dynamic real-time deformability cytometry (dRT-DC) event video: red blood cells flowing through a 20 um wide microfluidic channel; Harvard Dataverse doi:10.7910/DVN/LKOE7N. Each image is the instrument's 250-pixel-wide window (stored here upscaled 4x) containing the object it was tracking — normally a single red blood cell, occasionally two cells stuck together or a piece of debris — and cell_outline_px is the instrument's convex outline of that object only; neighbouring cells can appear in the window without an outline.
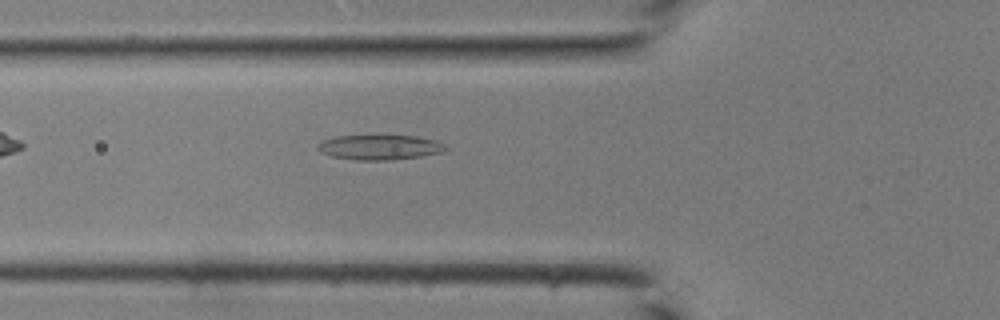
{"species": "common noctule bat (a hibernating species)", "species_latin": "Nyctalus noctula", "temperature_condition": "room temperature", "stored_images_in_passage": 30, "camera_frame_rate_fps": 3000, "um_per_image_px": 0.085, "animal": {"sex": "male", "body_mass_g": 19.0, "forearm_length_mm": 50.8}, "frame": {"image": 1, "passage_image": 2, "time_ms": 0.333, "image_size_px": [1000, 320], "cell_outline_px": [[448, 148], [440, 152], [420, 156], [392, 160], [356, 160], [332, 156], [320, 152], [316, 148], [316, 144], [324, 140], [336, 136], [416, 136], [436, 140], [444, 144]], "centroid_in_image_um": [32.24, 12.52], "position_along_channel_um": 93.6, "area_um2": 18.44}}
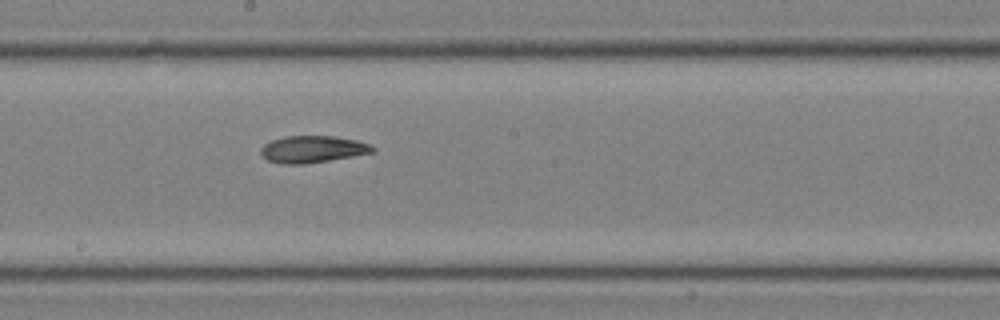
{"frame": {"image": 2, "passage_image": 10, "time_ms": 3.0, "image_size_px": [1000, 320], "cell_outline_px": [[376, 152], [304, 164], [284, 164], [268, 160], [260, 152], [260, 148], [264, 144], [272, 140], [284, 136], [332, 136], [356, 140], [368, 144], [376, 148]], "centroid_in_image_um": [26.57, 12.68], "position_along_channel_um": 221.6, "area_um2": 17.4}}
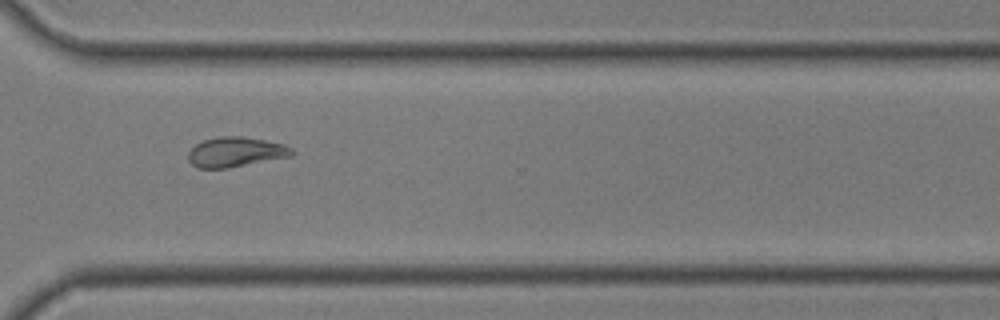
{"frame": {"image": 3, "passage_image": 18, "time_ms": 5.667, "image_size_px": [1000, 320], "cell_outline_px": [[296, 152], [292, 156], [228, 168], [196, 168], [188, 160], [188, 152], [196, 144], [204, 140], [220, 136], [244, 136], [284, 144], [292, 148]], "centroid_in_image_um": [20.04, 12.92], "position_along_channel_um": 350.6, "area_um2": 18.15}}